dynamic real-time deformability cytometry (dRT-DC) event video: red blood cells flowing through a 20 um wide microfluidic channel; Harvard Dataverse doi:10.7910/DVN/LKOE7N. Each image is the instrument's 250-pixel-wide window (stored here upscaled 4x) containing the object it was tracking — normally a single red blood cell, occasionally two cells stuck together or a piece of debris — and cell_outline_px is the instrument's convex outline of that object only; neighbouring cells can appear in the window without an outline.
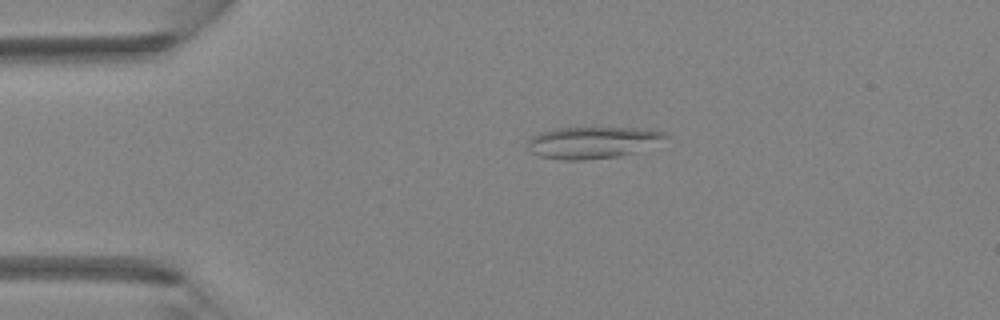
{"species": "Egyptian fruit bat (a non-hibernating species)", "species_latin": "Rousettus aegyptiacus", "temperature_condition": "room temperature", "stored_images_in_passage": 38, "camera_frame_rate_fps": 3000, "um_per_image_px": 0.085, "animal": {"sex": "female"}, "frame": {"image": 1, "passage_image": 3, "time_ms": 0.667, "image_size_px": [1000, 320], "cell_outline_px": [[672, 136], [632, 152], [620, 156], [584, 160], [564, 160], [540, 156], [532, 152], [528, 148], [528, 140], [532, 136], [540, 132], [556, 128], [636, 128], [668, 132]], "centroid_in_image_um": [50.34, 12.1], "position_along_channel_um": 34.7, "area_um2": 25.14}}
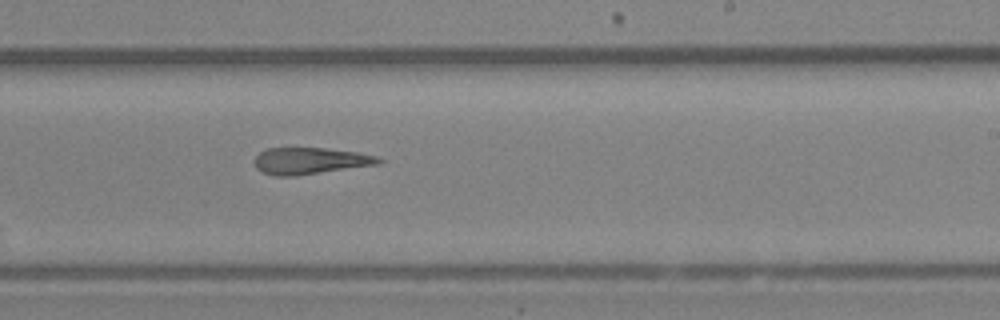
{"frame": {"image": 2, "passage_image": 21, "time_ms": 6.667, "image_size_px": [1000, 320], "cell_outline_px": [[384, 160], [380, 164], [296, 176], [276, 176], [264, 172], [256, 168], [256, 156], [260, 152], [268, 148], [324, 148], [356, 152], [376, 156]], "centroid_in_image_um": [26.39, 13.67], "position_along_channel_um": 262.6, "area_um2": 19.13}}
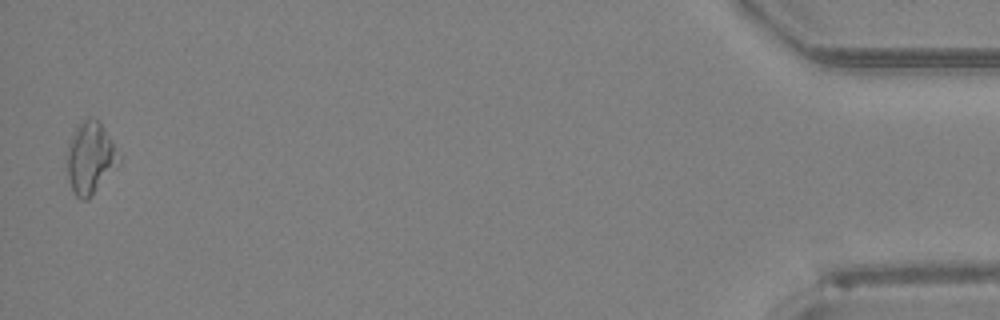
{"frame": {"image": 3, "passage_image": 38, "time_ms": 12.333, "image_size_px": [1000, 320], "cell_outline_px": [[120, 164], [92, 196], [88, 200], [80, 200], [72, 192], [68, 176], [68, 144], [76, 124], [88, 116], [92, 116], [100, 120], [120, 156]], "centroid_in_image_um": [7.69, 13.41], "position_along_channel_um": 427.5, "area_um2": 22.08}}